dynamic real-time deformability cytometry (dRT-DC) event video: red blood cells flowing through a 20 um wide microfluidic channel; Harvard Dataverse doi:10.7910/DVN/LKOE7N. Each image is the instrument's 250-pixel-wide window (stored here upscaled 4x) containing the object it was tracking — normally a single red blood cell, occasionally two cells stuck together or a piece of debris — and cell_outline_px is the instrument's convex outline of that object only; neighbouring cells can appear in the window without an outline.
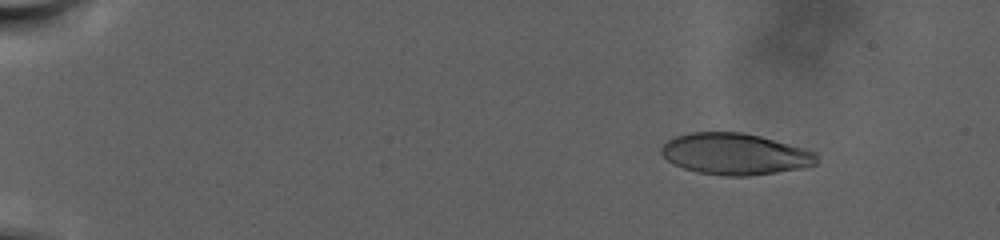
{"species": "human", "species_latin": "Homo sapiens", "temperature_condition": "warm", "stored_images_in_passage": 98, "camera_frame_rate_fps": 3000, "um_per_image_px": 0.085, "donor": {"sex": "male"}, "frame": {"image": 1, "passage_image": 14, "time_ms": 4.333, "image_size_px": [1000, 240], "cell_outline_px": [[816, 164], [800, 168], [776, 172], [748, 176], [724, 176], [700, 172], [684, 168], [672, 164], [660, 152], [660, 148], [668, 140], [676, 136], [692, 132], [740, 132], [760, 136], [804, 148], [816, 152]], "centroid_in_image_um": [62.45, 13.09], "position_along_channel_um": 22.5, "area_um2": 37.22}}
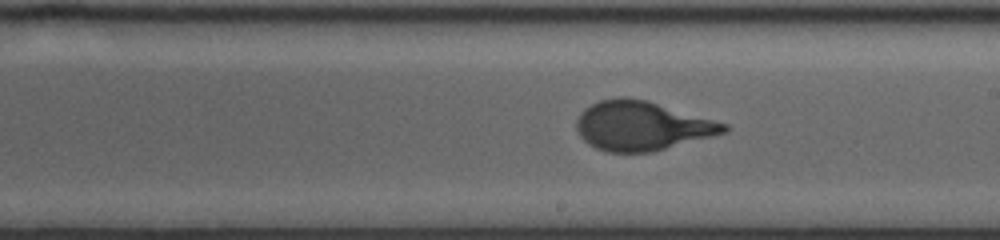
{"frame": {"image": 2, "passage_image": 61, "time_ms": 20.0, "image_size_px": [1000, 240], "cell_outline_px": [[728, 128], [724, 132], [712, 136], [652, 152], [604, 152], [588, 144], [580, 136], [576, 128], [576, 120], [580, 112], [584, 108], [600, 100], [620, 96], [628, 96], [648, 100], [728, 124]], "centroid_in_image_um": [54.51, 10.68], "position_along_channel_um": 234.5, "area_um2": 42.37}}
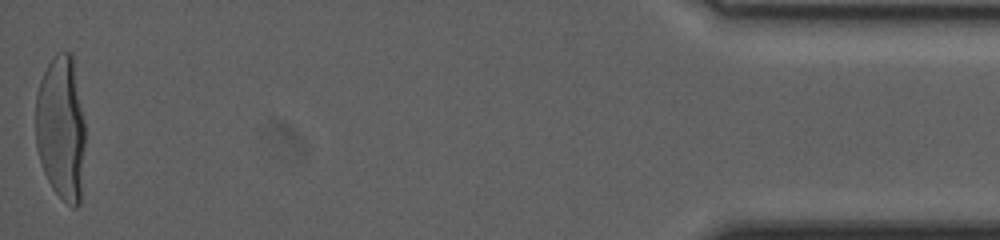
{"frame": {"image": 3, "passage_image": 98, "time_ms": 32.333, "image_size_px": [1000, 240], "cell_outline_px": [[84, 144], [80, 204], [76, 208], [72, 208], [52, 188], [44, 172], [36, 148], [36, 92], [40, 80], [48, 64], [56, 52], [72, 52], [84, 120]], "centroid_in_image_um": [5.18, 10.87], "position_along_channel_um": 430.0, "area_um2": 41.79}, "authors_computed_cell_mechanics": {"area_um2": 40.8068, "velocity_mm_per_s": 2.2152, "shape_relaxation_time_tau1_ms": 6.7114, "shape_relaxation_time_tau2_ms": null, "deformation_change_tau1": 0.2482, "deformation_change_tau2": null}}